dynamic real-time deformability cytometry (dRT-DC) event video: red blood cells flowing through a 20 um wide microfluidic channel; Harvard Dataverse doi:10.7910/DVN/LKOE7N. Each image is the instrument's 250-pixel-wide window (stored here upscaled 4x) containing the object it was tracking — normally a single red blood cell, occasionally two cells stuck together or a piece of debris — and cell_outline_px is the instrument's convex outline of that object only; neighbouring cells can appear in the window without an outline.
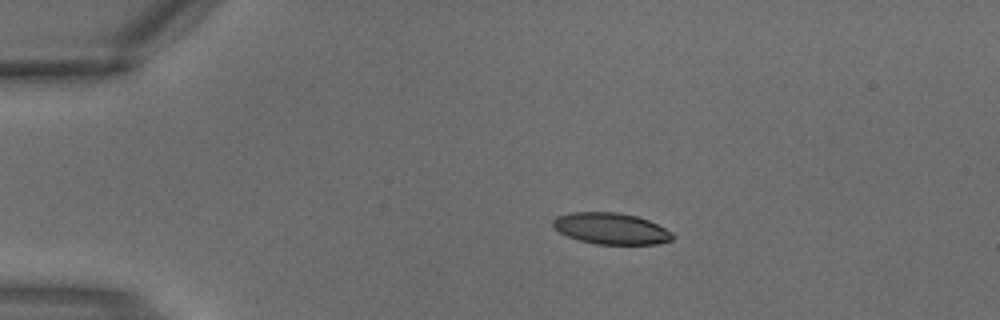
{"species": "common noctule bat (a hibernating species)", "species_latin": "Nyctalus noctula", "temperature_condition": "warm", "stored_images_in_passage": 2, "camera_frame_rate_fps": 3000, "um_per_image_px": 0.085, "animal": {"sex": "male", "body_mass_g": 18.8}, "frame": {"image": 1, "passage_image": 1, "time_ms": 0.0, "image_size_px": [1000, 320], "cell_outline_px": [[676, 236], [672, 240], [656, 244], [596, 244], [580, 240], [568, 236], [560, 232], [552, 224], [552, 220], [556, 216], [572, 212], [616, 212], [636, 216], [648, 220], [672, 232]], "centroid_in_image_um": [51.95, 19.42], "position_along_channel_um": 33.1, "area_um2": 21.73}}
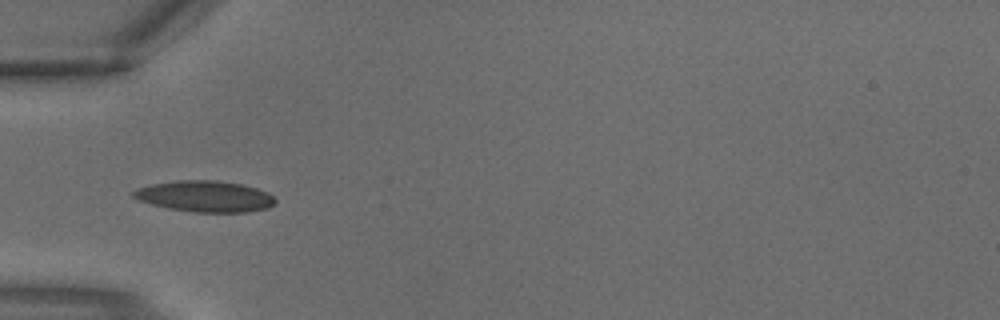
{"frame": {"image": 2, "passage_image": 2, "time_ms": 0.333, "image_size_px": [1000, 320], "cell_outline_px": [[276, 204], [268, 208], [248, 212], [196, 212], [168, 208], [152, 204], [140, 200], [132, 196], [132, 192], [136, 188], [152, 184], [176, 180], [216, 180], [240, 184], [256, 188], [268, 192], [276, 200]], "centroid_in_image_um": [17.44, 16.69], "position_along_channel_um": 67.6, "area_um2": 25.72}}